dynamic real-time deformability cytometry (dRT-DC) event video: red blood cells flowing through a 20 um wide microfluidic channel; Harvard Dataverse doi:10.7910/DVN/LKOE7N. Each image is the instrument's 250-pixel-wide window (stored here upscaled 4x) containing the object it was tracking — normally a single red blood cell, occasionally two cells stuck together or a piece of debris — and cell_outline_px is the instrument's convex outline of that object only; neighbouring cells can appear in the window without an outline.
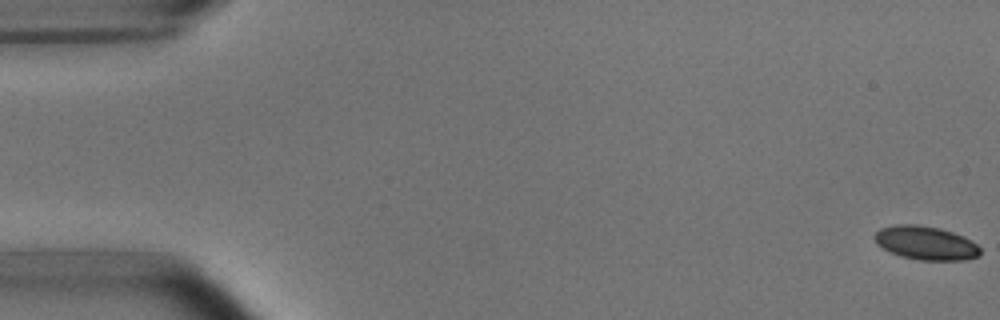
{"species": "common noctule bat (a hibernating species)", "species_latin": "Nyctalus noctula", "temperature_condition": "room temperature", "stored_images_in_passage": 4, "camera_frame_rate_fps": 3000, "um_per_image_px": 0.085, "animal": {"sex": "male", "body_mass_g": 15.6}, "frame": {"image": 1, "passage_image": 4, "time_ms": 1.0, "image_size_px": [1000, 320], "cell_outline_px": [[980, 256], [964, 260], [920, 260], [900, 256], [876, 244], [872, 236], [880, 228], [896, 224], [916, 224], [940, 228], [964, 236], [976, 244], [980, 248]], "centroid_in_image_um": [78.68, 20.64], "position_along_channel_um": 6.3, "area_um2": 20.81}}